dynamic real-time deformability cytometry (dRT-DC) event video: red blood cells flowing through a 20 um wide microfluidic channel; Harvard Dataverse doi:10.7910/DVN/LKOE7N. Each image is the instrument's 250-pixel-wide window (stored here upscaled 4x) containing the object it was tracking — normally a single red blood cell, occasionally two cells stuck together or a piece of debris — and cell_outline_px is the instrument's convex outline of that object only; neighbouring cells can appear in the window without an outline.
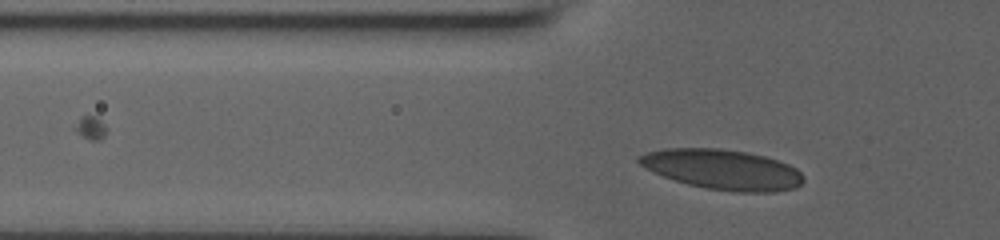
{"species": "human", "species_latin": "Homo sapiens", "temperature_condition": "room temperature", "stored_images_in_passage": 33, "camera_frame_rate_fps": 3000, "um_per_image_px": 0.085, "donor": {"sex": "male"}, "frame": {"image": 1, "passage_image": 3, "time_ms": 0.667, "image_size_px": [1000, 240], "cell_outline_px": [[804, 180], [796, 188], [776, 192], [732, 192], [704, 188], [688, 184], [664, 176], [640, 164], [636, 160], [636, 156], [648, 152], [664, 148], [720, 148], [748, 152], [764, 156], [788, 164], [796, 168], [804, 176]], "centroid_in_image_um": [61.44, 14.41], "position_along_channel_um": 64.4, "area_um2": 38.44}}
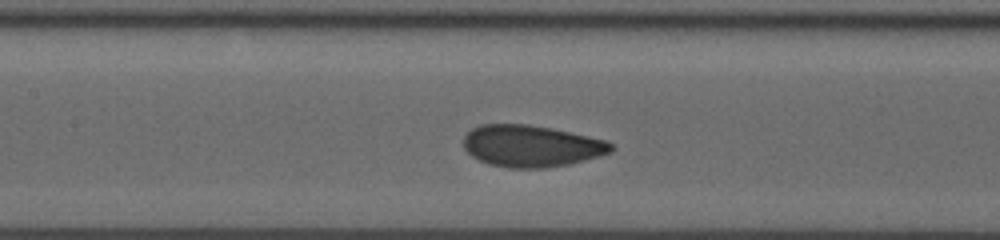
{"frame": {"image": 2, "passage_image": 11, "time_ms": 3.333, "image_size_px": [1000, 240], "cell_outline_px": [[616, 148], [612, 152], [600, 156], [568, 164], [544, 168], [508, 168], [488, 164], [472, 156], [464, 148], [464, 136], [472, 128], [480, 124], [528, 124], [552, 128], [604, 140], [612, 144]], "centroid_in_image_um": [45.15, 12.41], "position_along_channel_um": 162.2, "area_um2": 35.89}}
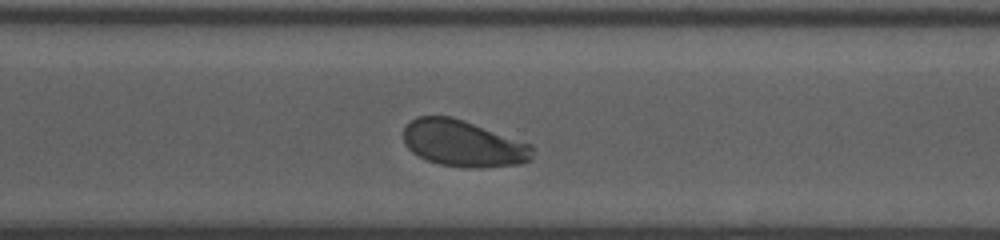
{"frame": {"image": 3, "passage_image": 24, "time_ms": 7.667, "image_size_px": [1000, 240], "cell_outline_px": [[532, 160], [520, 164], [480, 168], [460, 168], [440, 164], [428, 160], [412, 152], [404, 144], [404, 128], [416, 116], [452, 116], [464, 120], [532, 144]], "centroid_in_image_um": [39.39, 12.2], "position_along_channel_um": 331.2, "area_um2": 35.08}, "authors_computed_cell_mechanics": {"area_um2": 35.7204, "velocity_mm_per_s": 3.9098, "shape_relaxation_time_tau1_ms": 3.2728, "shape_relaxation_time_tau2_ms": null, "deformation_change_tau1": 0.1373, "deformation_change_tau2": null}}